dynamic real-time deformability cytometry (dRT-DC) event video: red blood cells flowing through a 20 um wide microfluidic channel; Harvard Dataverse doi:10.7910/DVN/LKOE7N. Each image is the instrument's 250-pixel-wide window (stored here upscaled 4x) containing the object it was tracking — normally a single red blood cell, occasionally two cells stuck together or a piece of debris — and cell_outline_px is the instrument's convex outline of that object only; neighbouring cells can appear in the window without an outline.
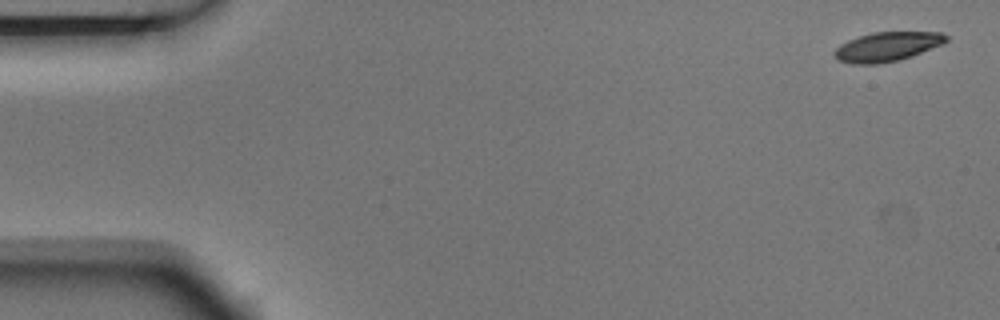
{"species": "Egyptian fruit bat (a non-hibernating species)", "species_latin": "Rousettus aegyptiacus", "temperature_condition": "room temperature", "stored_images_in_passage": 3, "camera_frame_rate_fps": 3000, "um_per_image_px": 0.085, "animal": {"sex": "male"}, "frame": {"image": 1, "passage_image": 1, "time_ms": 0.0, "image_size_px": [1000, 320], "cell_outline_px": [[948, 40], [940, 44], [912, 56], [880, 64], [852, 64], [836, 60], [832, 52], [840, 44], [848, 40], [872, 32], [940, 32], [948, 36]], "centroid_in_image_um": [75.34, 3.97], "position_along_channel_um": 9.7, "area_um2": 19.02}}